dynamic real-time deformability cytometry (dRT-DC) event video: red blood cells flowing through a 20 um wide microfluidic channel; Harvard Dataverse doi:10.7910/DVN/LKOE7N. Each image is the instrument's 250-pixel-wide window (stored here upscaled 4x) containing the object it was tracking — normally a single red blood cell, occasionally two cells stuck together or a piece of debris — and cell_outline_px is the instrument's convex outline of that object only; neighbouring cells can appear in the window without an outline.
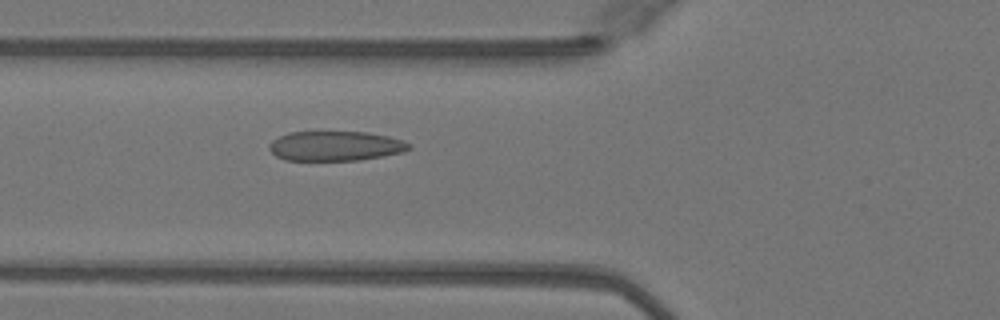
{"species": "Egyptian fruit bat (a non-hibernating species)", "species_latin": "Rousettus aegyptiacus", "temperature_condition": "warm", "stored_images_in_passage": 39, "camera_frame_rate_fps": 3000, "um_per_image_px": 0.085, "animal": {"sex": "female"}, "frame": {"image": 1, "passage_image": 8, "time_ms": 2.333, "image_size_px": [1000, 320], "cell_outline_px": [[412, 148], [404, 152], [360, 160], [284, 160], [276, 156], [268, 148], [268, 144], [272, 140], [288, 132], [368, 132], [388, 136], [404, 140], [412, 144]], "centroid_in_image_um": [28.53, 12.41], "position_along_channel_um": 97.3, "area_um2": 24.39}}
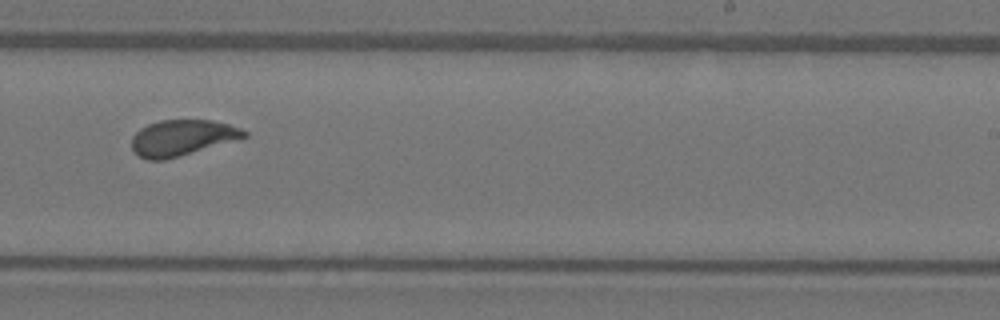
{"frame": {"image": 2, "passage_image": 21, "time_ms": 6.667, "image_size_px": [1000, 320], "cell_outline_px": [[248, 136], [180, 156], [164, 160], [148, 160], [132, 152], [132, 136], [140, 128], [148, 124], [160, 120], [212, 120], [228, 124], [240, 128], [248, 132]], "centroid_in_image_um": [15.44, 11.71], "position_along_channel_um": 273.6, "area_um2": 23.41}}
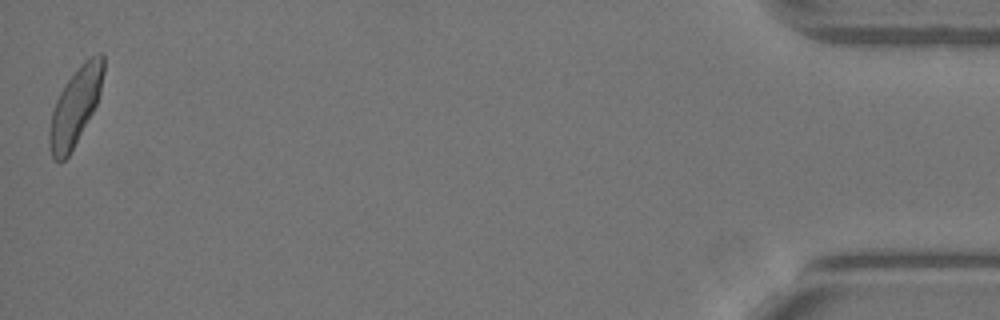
{"frame": {"image": 3, "passage_image": 39, "time_ms": 12.667, "image_size_px": [1000, 320], "cell_outline_px": [[104, 72], [100, 92], [96, 104], [92, 112], [68, 156], [60, 164], [52, 156], [48, 144], [48, 132], [52, 112], [56, 100], [64, 84], [80, 64], [84, 60], [100, 52], [104, 56]], "centroid_in_image_um": [6.38, 9.03], "position_along_channel_um": 428.8, "area_um2": 24.1}, "authors_computed_cell_mechanics": {"area_um2": 24.1026, "velocity_mm_per_s": 4.0604, "shape_relaxation_time_tau1_ms": 3.3745, "shape_relaxation_time_tau2_ms": null, "deformation_change_tau1": 0.1537, "deformation_change_tau2": null}}